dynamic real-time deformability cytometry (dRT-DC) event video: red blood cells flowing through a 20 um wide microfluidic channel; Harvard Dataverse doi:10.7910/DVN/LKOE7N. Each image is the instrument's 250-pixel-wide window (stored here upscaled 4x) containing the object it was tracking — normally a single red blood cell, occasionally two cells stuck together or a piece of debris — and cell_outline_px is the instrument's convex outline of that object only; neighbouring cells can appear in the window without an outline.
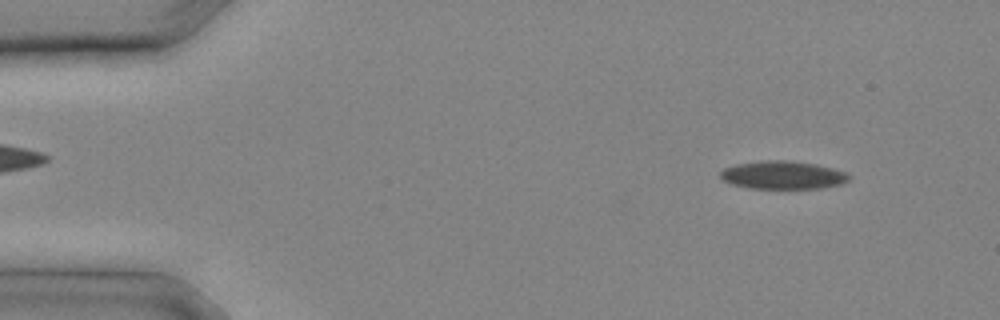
{"species": "common noctule bat (a hibernating species)", "species_latin": "Nyctalus noctula", "temperature_condition": "cold", "stored_images_in_passage": 15, "camera_frame_rate_fps": 3000, "um_per_image_px": 0.085, "animal": {"sex": "male", "body_mass_g": 20.4}, "frame": {"image": 1, "passage_image": 2, "time_ms": 0.333, "image_size_px": [1000, 320], "cell_outline_px": [[852, 176], [848, 180], [840, 184], [820, 188], [748, 188], [732, 184], [724, 180], [720, 176], [720, 172], [724, 168], [736, 164], [764, 160], [784, 160], [816, 164], [832, 168], [844, 172]], "centroid_in_image_um": [66.53, 14.87], "position_along_channel_um": 18.5, "area_um2": 20.87}}
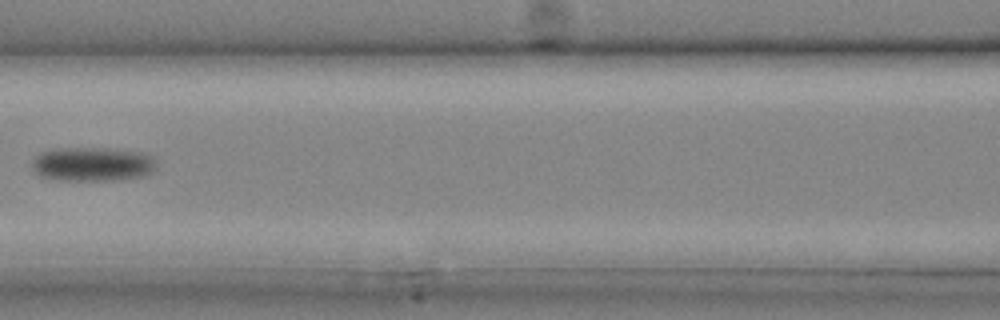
{"frame": {"image": 2, "passage_image": 11, "time_ms": 3.333, "image_size_px": [1000, 320], "cell_outline_px": [[156, 168], [152, 172], [140, 176], [124, 180], [68, 180], [40, 176], [32, 168], [32, 160], [40, 152], [60, 148], [104, 148], [148, 152], [156, 160]], "centroid_in_image_um": [7.92, 13.94], "position_along_channel_um": 158.7, "area_um2": 24.91}}
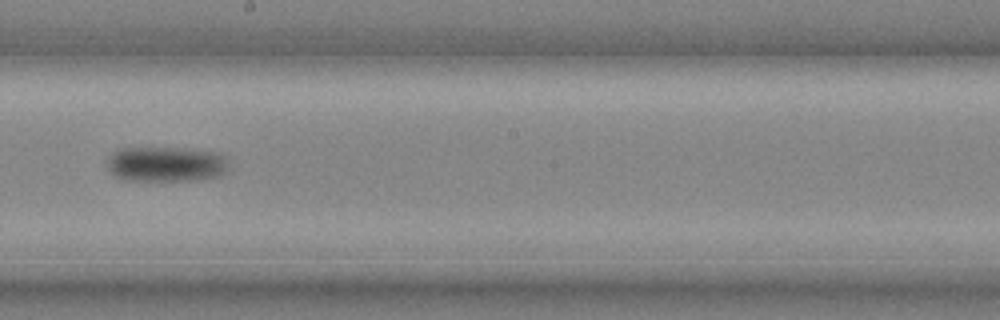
{"frame": {"image": 3, "passage_image": 14, "time_ms": 4.333, "image_size_px": [1000, 320], "cell_outline_px": [[228, 172], [220, 176], [196, 180], [124, 180], [108, 172], [108, 156], [120, 148], [184, 148], [220, 152], [228, 156]], "centroid_in_image_um": [14.18, 13.94], "position_along_channel_um": 234.0, "area_um2": 25.37}}